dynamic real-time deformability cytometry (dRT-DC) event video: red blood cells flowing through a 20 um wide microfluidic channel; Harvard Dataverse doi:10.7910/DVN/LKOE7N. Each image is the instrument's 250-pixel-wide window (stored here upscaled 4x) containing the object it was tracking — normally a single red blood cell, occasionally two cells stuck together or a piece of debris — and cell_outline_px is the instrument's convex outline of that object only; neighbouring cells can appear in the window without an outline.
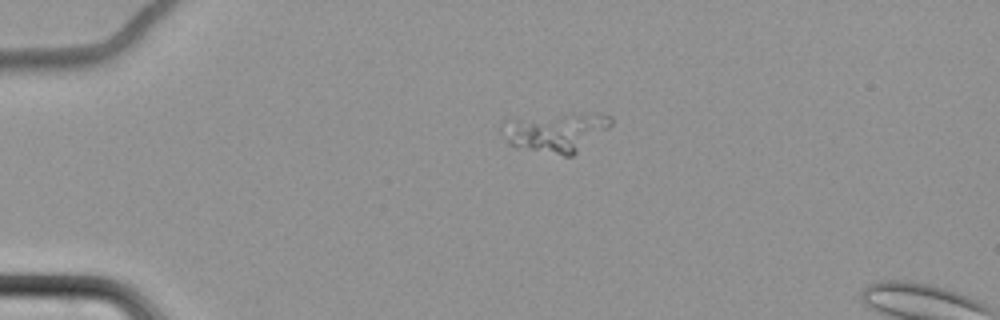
{"species": "common noctule bat (a hibernating species)", "species_latin": "Nyctalus noctula", "temperature_condition": "cold", "stored_images_in_passage": 4, "camera_frame_rate_fps": 3000, "um_per_image_px": 0.085, "animal": {"sex": "female", "body_mass_g": 22.7, "forearm_length_mm": 54.2}, "frame": {"image": 1, "passage_image": 4, "time_ms": 5.0, "image_size_px": [1000, 320], "cell_outline_px": [[612, 124], [608, 128], [572, 156], [564, 156], [516, 148], [508, 140], [500, 128], [500, 124], [504, 116], [612, 116]], "centroid_in_image_um": [47.07, 11.26], "position_along_channel_um": 37.9, "area_um2": 24.39}}